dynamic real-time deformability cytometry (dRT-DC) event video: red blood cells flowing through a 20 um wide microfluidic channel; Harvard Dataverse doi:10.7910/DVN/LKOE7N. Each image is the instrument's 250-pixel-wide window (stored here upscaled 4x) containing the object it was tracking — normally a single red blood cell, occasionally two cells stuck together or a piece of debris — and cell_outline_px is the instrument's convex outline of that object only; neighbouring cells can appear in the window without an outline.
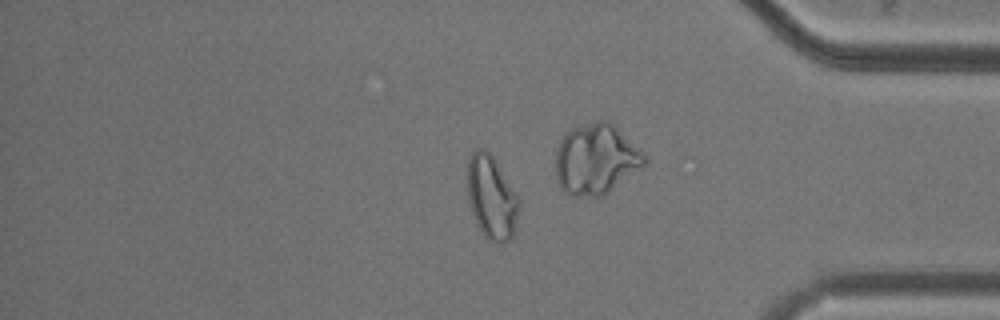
{"species": "common noctule bat (a hibernating species)", "species_latin": "Nyctalus noctula", "temperature_condition": "cold", "stored_images_in_passage": 36, "camera_frame_rate_fps": 3000, "um_per_image_px": 0.085, "animal": {"sex": "male", "body_mass_g": 20.5, "forearm_length_mm": 52.5}, "frame": {"image": 1, "passage_image": 30, "time_ms": 9.667, "image_size_px": [1000, 320], "cell_outline_px": [[520, 208], [512, 240], [504, 244], [496, 244], [488, 240], [484, 236], [476, 224], [468, 200], [468, 156], [472, 148], [484, 148], [492, 156], [516, 192], [520, 200]], "centroid_in_image_um": [41.79, 16.82], "position_along_channel_um": 393.4, "area_um2": 25.61}}